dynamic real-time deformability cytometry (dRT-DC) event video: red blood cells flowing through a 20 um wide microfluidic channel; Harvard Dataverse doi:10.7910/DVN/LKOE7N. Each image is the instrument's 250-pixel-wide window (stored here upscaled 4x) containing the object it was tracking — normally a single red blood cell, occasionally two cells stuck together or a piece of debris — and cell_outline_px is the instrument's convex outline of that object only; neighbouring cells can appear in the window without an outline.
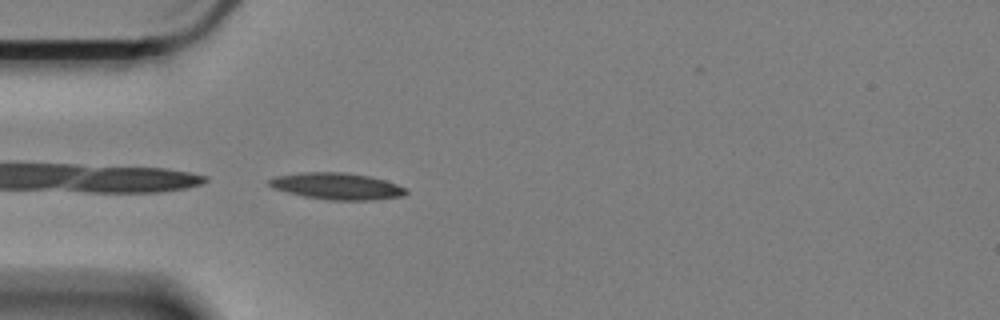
{"species": "Egyptian fruit bat (a non-hibernating species)", "species_latin": "Rousettus aegyptiacus", "temperature_condition": "cold", "stored_images_in_passage": 44, "camera_frame_rate_fps": 3000, "um_per_image_px": 0.085, "animal": {"sex": "female"}, "frame": {"image": 1, "passage_image": 1, "time_ms": 0.0, "image_size_px": [1000, 320], "cell_outline_px": [[408, 192], [404, 196], [372, 200], [328, 200], [304, 196], [272, 188], [268, 184], [268, 180], [276, 176], [304, 172], [344, 172], [368, 176], [384, 180], [396, 184], [404, 188]], "centroid_in_image_um": [28.63, 15.83], "position_along_channel_um": 56.4, "area_um2": 21.1}}
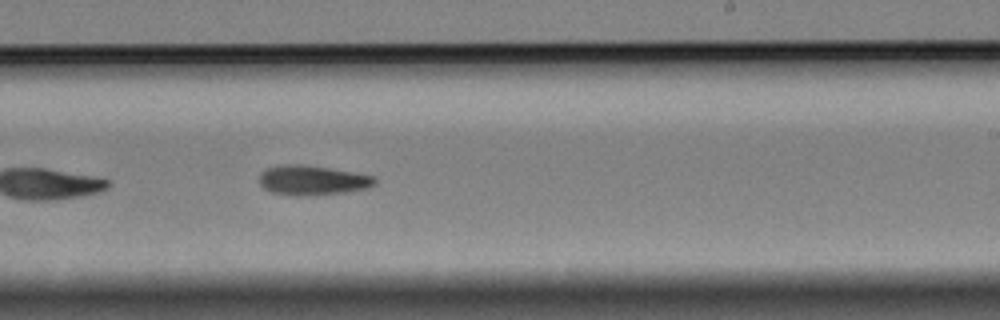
{"frame": {"image": 2, "passage_image": 20, "time_ms": 6.333, "image_size_px": [1000, 320], "cell_outline_px": [[376, 184], [368, 188], [344, 192], [300, 196], [296, 196], [272, 192], [264, 188], [260, 184], [260, 172], [268, 168], [288, 164], [300, 164], [328, 168], [376, 176]], "centroid_in_image_um": [26.57, 15.32], "position_along_channel_um": 262.4, "area_um2": 19.77}}
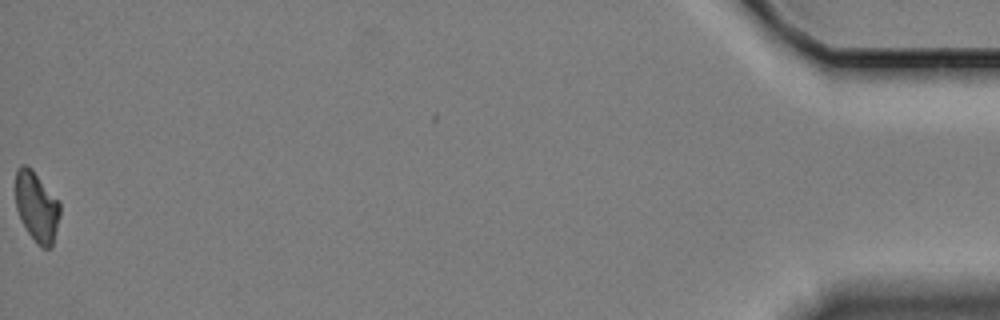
{"frame": {"image": 3, "passage_image": 44, "time_ms": 14.333, "image_size_px": [1000, 320], "cell_outline_px": [[60, 216], [52, 248], [40, 248], [28, 232], [16, 208], [16, 168], [20, 164], [24, 164], [32, 168], [60, 200]], "centroid_in_image_um": [3.15, 17.54], "position_along_channel_um": 432.1, "area_um2": 18.44}}